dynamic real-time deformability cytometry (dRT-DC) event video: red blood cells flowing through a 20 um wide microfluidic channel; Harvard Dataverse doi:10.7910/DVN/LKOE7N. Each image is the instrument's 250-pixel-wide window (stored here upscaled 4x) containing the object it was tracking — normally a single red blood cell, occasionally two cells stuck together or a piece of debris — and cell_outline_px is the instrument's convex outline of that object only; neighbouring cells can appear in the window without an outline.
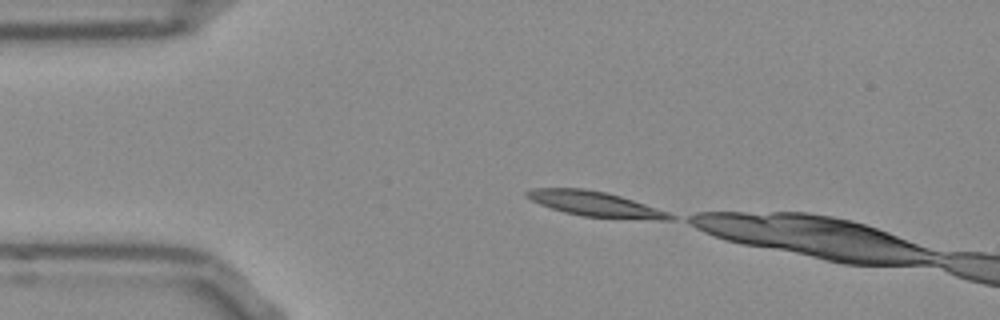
{"species": "Egyptian fruit bat (a non-hibernating species)", "species_latin": "Rousettus aegyptiacus", "temperature_condition": "room temperature", "stored_images_in_passage": 6, "camera_frame_rate_fps": 3000, "um_per_image_px": 0.085, "frame": {"image": 1, "passage_image": 1, "time_ms": 0.0, "image_size_px": [1000, 320], "cell_outline_px": [[676, 220], [656, 220], [584, 216], [564, 212], [540, 204], [524, 196], [524, 192], [532, 188], [580, 188], [604, 192], [620, 196], [668, 212], [676, 216]], "centroid_in_image_um": [50.6, 17.34], "position_along_channel_um": 34.4, "area_um2": 20.63}}